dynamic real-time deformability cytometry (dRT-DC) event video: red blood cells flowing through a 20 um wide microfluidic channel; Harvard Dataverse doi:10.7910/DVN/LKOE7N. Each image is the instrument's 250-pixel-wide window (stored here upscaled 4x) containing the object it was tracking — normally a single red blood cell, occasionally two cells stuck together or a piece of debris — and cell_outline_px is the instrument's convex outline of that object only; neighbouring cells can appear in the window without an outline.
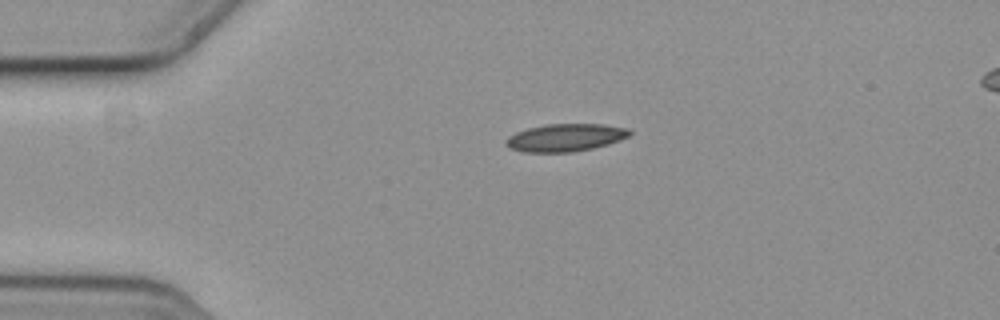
{"species": "common noctule bat (a hibernating species)", "species_latin": "Nyctalus noctula", "temperature_condition": "cold", "stored_images_in_passage": 3, "segment_of_instrument_passage": [1, 2], "camera_frame_rate_fps": 3000, "um_per_image_px": 0.085, "animal": {"sex": "female", "body_mass_g": 19.3, "forearm_length_mm": 54.1}, "frame": {"image": 1, "passage_image": 1, "time_ms": 0.0, "image_size_px": [1000, 320], "cell_outline_px": [[632, 132], [628, 136], [620, 140], [608, 144], [592, 148], [572, 152], [524, 152], [508, 148], [504, 144], [504, 140], [508, 136], [516, 132], [528, 128], [544, 124], [604, 124], [628, 128]], "centroid_in_image_um": [48.02, 11.69], "position_along_channel_um": 37.0, "area_um2": 20.06}}